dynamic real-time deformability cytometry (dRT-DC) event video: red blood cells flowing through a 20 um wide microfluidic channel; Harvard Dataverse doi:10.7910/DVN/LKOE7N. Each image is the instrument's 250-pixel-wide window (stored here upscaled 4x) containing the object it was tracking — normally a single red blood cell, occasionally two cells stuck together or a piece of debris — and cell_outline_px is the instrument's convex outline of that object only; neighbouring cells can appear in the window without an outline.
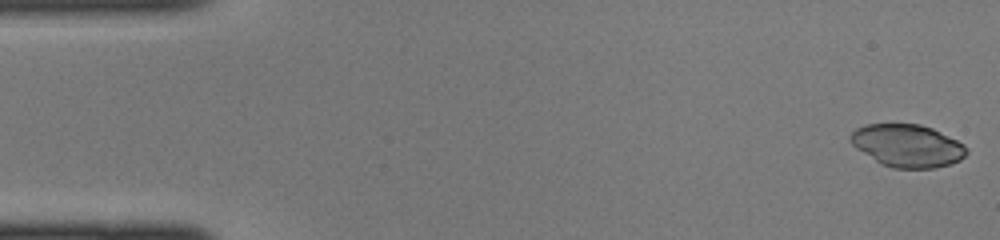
{"species": "common noctule bat (a hibernating species)", "species_latin": "Nyctalus noctula", "temperature_condition": "cold", "stored_images_in_passage": 44, "camera_frame_rate_fps": 3000, "um_per_image_px": 0.085, "animal": {"sex": "female", "body_mass_g": 22.0, "forearm_length_mm": 56.7}, "frame": {"image": 1, "passage_image": 1, "time_ms": 0.0, "image_size_px": [1000, 240], "cell_outline_px": [[968, 152], [960, 160], [936, 168], [892, 168], [880, 164], [856, 148], [848, 140], [848, 136], [856, 128], [868, 124], [920, 124], [932, 128], [964, 144], [968, 148]], "centroid_in_image_um": [77.11, 12.38], "position_along_channel_um": 7.9, "area_um2": 28.9}}